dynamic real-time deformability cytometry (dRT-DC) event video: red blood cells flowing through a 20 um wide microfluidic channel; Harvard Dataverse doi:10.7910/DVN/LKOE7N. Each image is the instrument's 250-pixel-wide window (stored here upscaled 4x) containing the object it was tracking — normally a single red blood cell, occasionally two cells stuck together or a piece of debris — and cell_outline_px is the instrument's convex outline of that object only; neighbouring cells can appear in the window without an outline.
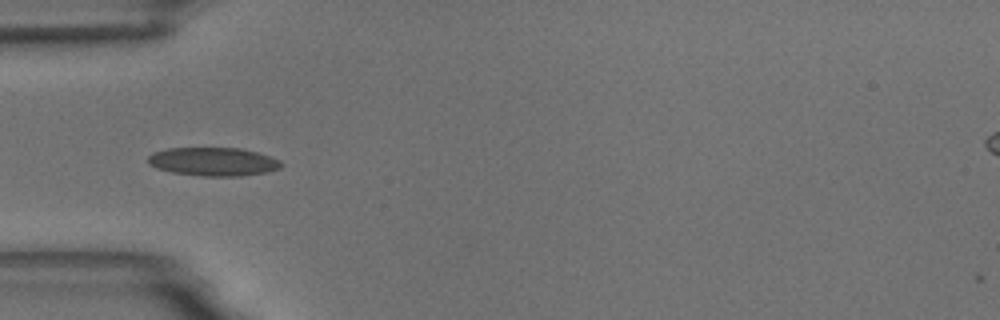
{"species": "common noctule bat (a hibernating species)", "species_latin": "Nyctalus noctula", "temperature_condition": "room temperature", "stored_images_in_passage": 4, "camera_frame_rate_fps": 3000, "um_per_image_px": 0.085, "animal": {"sex": "male", "body_mass_g": 18.8}, "frame": {"image": 1, "passage_image": 2, "time_ms": 1.333, "image_size_px": [1000, 320], "cell_outline_px": [[284, 164], [280, 168], [268, 172], [240, 176], [200, 176], [172, 172], [156, 168], [148, 164], [148, 156], [152, 152], [168, 148], [240, 148], [256, 152], [280, 160]], "centroid_in_image_um": [18.12, 13.74], "position_along_channel_um": 66.9, "area_um2": 22.2}}
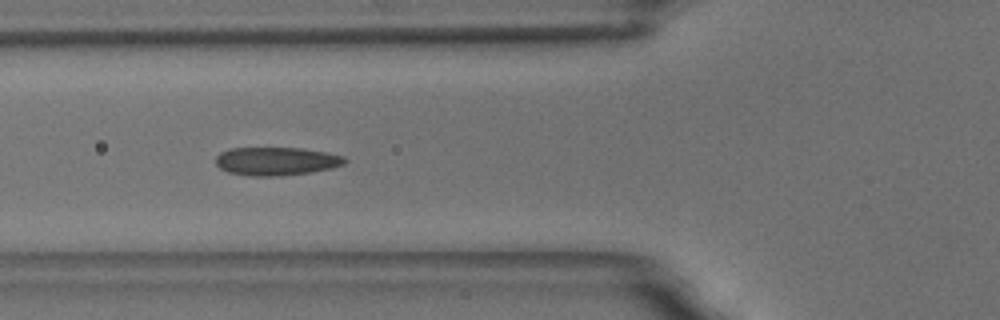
{"frame": {"image": 2, "passage_image": 3, "time_ms": 2.333, "image_size_px": [1000, 320], "cell_outline_px": [[348, 160], [344, 164], [332, 168], [312, 172], [280, 176], [248, 176], [228, 172], [220, 168], [216, 164], [216, 156], [220, 152], [228, 148], [304, 148], [328, 152], [344, 156]], "centroid_in_image_um": [23.5, 13.7], "position_along_channel_um": 102.3, "area_um2": 21.56}}